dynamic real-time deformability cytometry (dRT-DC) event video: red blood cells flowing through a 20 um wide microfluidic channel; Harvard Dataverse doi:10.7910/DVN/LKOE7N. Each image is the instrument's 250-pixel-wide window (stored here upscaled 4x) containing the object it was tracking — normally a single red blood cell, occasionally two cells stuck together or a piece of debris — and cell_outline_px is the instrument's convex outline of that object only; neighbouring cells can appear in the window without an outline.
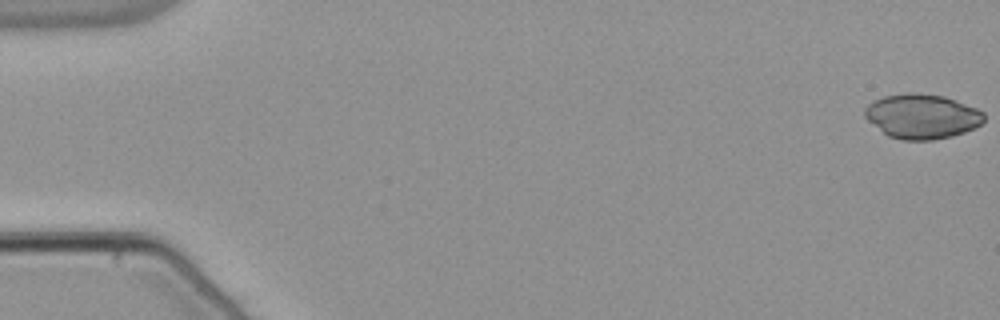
{"species": "common noctule bat (a hibernating species)", "species_latin": "Nyctalus noctula", "temperature_condition": "warm", "stored_images_in_passage": 54, "camera_frame_rate_fps": 3000, "um_per_image_px": 0.085, "animal": {"sex": "male", "body_mass_g": 21.5, "forearm_length_mm": 52.0}, "frame": {"image": 1, "passage_image": 1, "time_ms": 0.0, "image_size_px": [1000, 320], "cell_outline_px": [[984, 120], [980, 124], [964, 132], [952, 136], [932, 140], [900, 140], [888, 136], [868, 120], [864, 116], [864, 108], [872, 100], [884, 96], [908, 92], [916, 92], [944, 96], [956, 100], [976, 108], [984, 112]], "centroid_in_image_um": [78.34, 9.88], "position_along_channel_um": 6.7, "area_um2": 31.1}}